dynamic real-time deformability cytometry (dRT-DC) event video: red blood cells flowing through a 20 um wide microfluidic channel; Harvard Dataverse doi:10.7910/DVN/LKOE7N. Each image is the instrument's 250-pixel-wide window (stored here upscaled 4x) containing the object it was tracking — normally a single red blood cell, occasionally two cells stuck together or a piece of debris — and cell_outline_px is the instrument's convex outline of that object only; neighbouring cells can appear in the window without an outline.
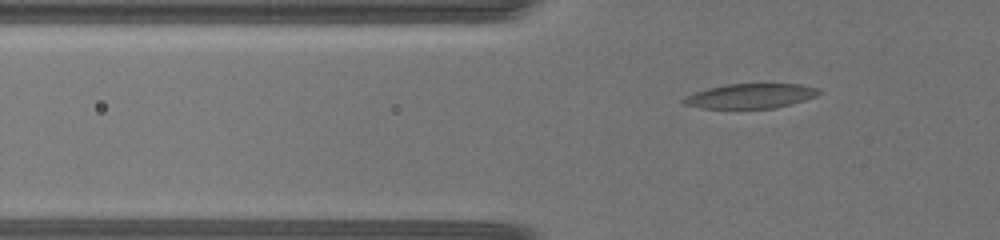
{"species": "common noctule bat (a hibernating species)", "species_latin": "Nyctalus noctula", "temperature_condition": "warm", "stored_images_in_passage": 53, "camera_frame_rate_fps": 3000, "um_per_image_px": 0.085, "animal": {"sex": "female", "body_mass_g": 19.5, "forearm_length_mm": 54.1}, "frame": {"image": 1, "passage_image": 2, "time_ms": 0.333, "image_size_px": [1000, 240], "cell_outline_px": [[824, 92], [816, 96], [776, 108], [700, 108], [680, 104], [680, 100], [696, 92], [708, 88], [728, 84], [800, 84], [820, 88]], "centroid_in_image_um": [63.8, 8.16], "position_along_channel_um": 62.0, "area_um2": 19.48}}
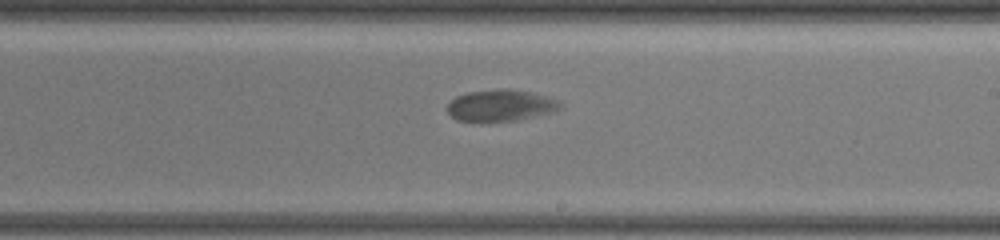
{"frame": {"image": 2, "passage_image": 24, "time_ms": 7.667, "image_size_px": [1000, 240], "cell_outline_px": [[560, 108], [556, 112], [516, 120], [456, 120], [448, 112], [448, 104], [456, 96], [468, 92], [500, 88], [508, 88], [532, 92], [548, 96], [556, 100], [560, 104]], "centroid_in_image_um": [42.59, 8.93], "position_along_channel_um": 246.4, "area_um2": 20.52}}
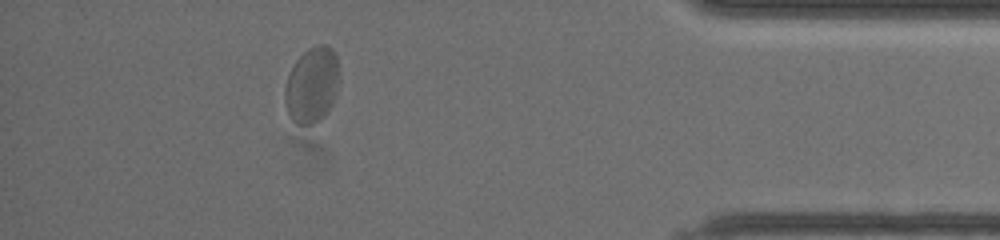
{"frame": {"image": 3, "passage_image": 46, "time_ms": 15.0, "image_size_px": [1000, 240], "cell_outline_px": [[336, 92], [332, 104], [324, 116], [320, 120], [312, 124], [296, 124], [292, 120], [288, 112], [284, 96], [284, 88], [288, 76], [296, 60], [308, 48], [316, 44], [328, 44], [336, 52]], "centroid_in_image_um": [26.49, 7.21], "position_along_channel_um": 408.7, "area_um2": 23.64}}